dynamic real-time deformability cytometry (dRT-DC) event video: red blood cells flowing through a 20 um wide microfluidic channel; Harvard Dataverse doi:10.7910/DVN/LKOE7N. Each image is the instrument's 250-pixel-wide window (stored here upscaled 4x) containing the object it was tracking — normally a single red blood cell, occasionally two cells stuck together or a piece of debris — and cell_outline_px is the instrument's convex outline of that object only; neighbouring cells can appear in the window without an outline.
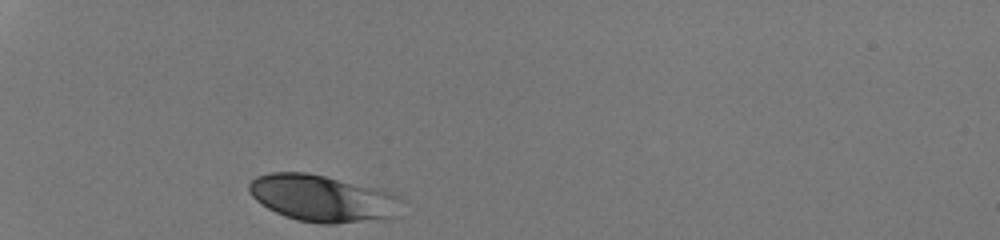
{"species": "human", "species_latin": "Homo sapiens", "temperature_condition": "room temperature", "stored_images_in_passage": 28, "camera_frame_rate_fps": 3000, "um_per_image_px": 0.085, "donor": {"sex": "male"}, "frame": {"image": 1, "passage_image": 1, "time_ms": 0.0, "image_size_px": [1000, 240], "cell_outline_px": [[404, 200], [396, 216], [336, 224], [320, 224], [296, 220], [284, 216], [268, 208], [256, 200], [248, 192], [248, 184], [256, 176], [272, 172], [308, 172], [388, 192], [400, 196]], "centroid_in_image_um": [27.36, 16.86], "position_along_channel_um": 57.6, "area_um2": 41.21}}
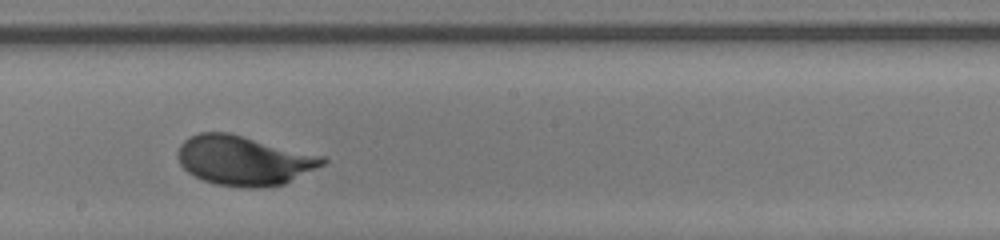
{"frame": {"image": 2, "passage_image": 16, "time_ms": 5.0, "image_size_px": [1000, 240], "cell_outline_px": [[328, 160], [324, 164], [284, 184], [260, 188], [248, 188], [216, 184], [204, 180], [188, 172], [180, 164], [176, 156], [176, 152], [180, 144], [188, 136], [200, 132], [228, 132], [324, 156]], "centroid_in_image_um": [20.7, 13.63], "position_along_channel_um": 227.5, "area_um2": 41.85}}
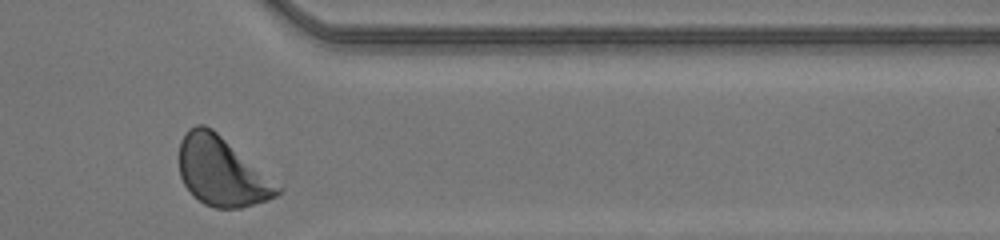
{"frame": {"image": 3, "passage_image": 28, "time_ms": 9.0, "image_size_px": [1000, 240], "cell_outline_px": [[284, 188], [276, 196], [268, 200], [240, 208], [216, 208], [204, 204], [192, 196], [184, 184], [180, 176], [180, 140], [184, 132], [188, 128], [196, 124], [204, 124], [212, 128]], "centroid_in_image_um": [18.84, 14.58], "position_along_channel_um": 392.6, "area_um2": 39.65}, "authors_computed_cell_mechanics": {"area_um2": 40.7201, "velocity_mm_per_s": 4.1426, "shape_relaxation_time_tau1_ms": 1.9951, "shape_relaxation_time_tau2_ms": null, "deformation_change_tau1": 0.1182, "deformation_change_tau2": null}}